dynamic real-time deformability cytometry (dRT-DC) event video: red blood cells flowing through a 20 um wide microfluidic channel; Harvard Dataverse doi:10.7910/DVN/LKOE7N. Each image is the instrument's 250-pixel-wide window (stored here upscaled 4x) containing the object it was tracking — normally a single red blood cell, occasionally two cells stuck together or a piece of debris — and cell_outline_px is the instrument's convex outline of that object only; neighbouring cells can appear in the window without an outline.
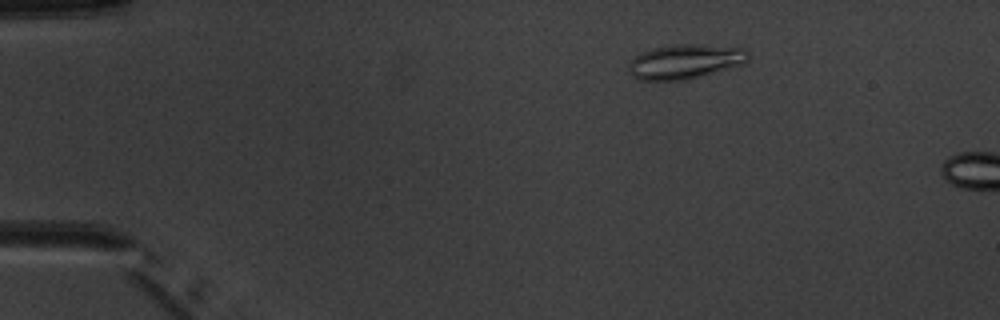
{"species": "common noctule bat (a hibernating species)", "species_latin": "Nyctalus noctula", "temperature_condition": "warm", "stored_images_in_passage": 3, "camera_frame_rate_fps": 3000, "um_per_image_px": 0.085, "animal": {"sex": "male", "body_mass_g": 20.1, "forearm_length_mm": 53.5}, "frame": {"image": 1, "passage_image": 2, "time_ms": 1.333, "image_size_px": [1000, 320], "cell_outline_px": [[748, 60], [744, 64], [688, 80], [640, 80], [632, 76], [628, 72], [628, 64], [640, 52], [652, 48], [676, 44], [696, 44], [744, 48], [748, 52]], "centroid_in_image_um": [58.22, 5.24], "position_along_channel_um": 26.8, "area_um2": 24.22}}